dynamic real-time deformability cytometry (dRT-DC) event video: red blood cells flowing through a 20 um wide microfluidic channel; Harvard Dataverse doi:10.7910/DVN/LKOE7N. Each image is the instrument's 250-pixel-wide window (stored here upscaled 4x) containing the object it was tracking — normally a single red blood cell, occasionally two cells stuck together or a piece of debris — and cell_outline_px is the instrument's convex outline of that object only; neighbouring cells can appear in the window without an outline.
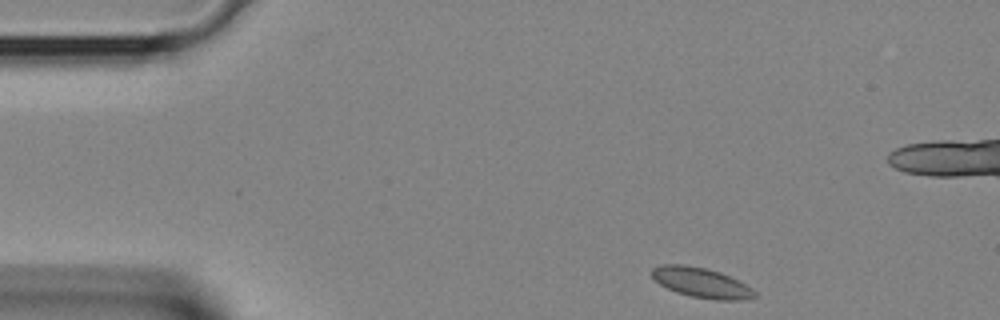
{"species": "Egyptian fruit bat (a non-hibernating species)", "species_latin": "Rousettus aegyptiacus", "temperature_condition": "room temperature", "stored_images_in_passage": 35, "camera_frame_rate_fps": 3000, "um_per_image_px": 0.085, "animal": {"sex": "female"}, "frame": {"image": 1, "passage_image": 1, "time_ms": 0.0, "image_size_px": [1000, 320], "cell_outline_px": [[756, 296], [744, 300], [716, 300], [692, 296], [676, 292], [660, 284], [652, 276], [652, 268], [660, 264], [680, 264], [704, 268], [720, 272], [752, 288], [756, 292]], "centroid_in_image_um": [59.6, 24.03], "position_along_channel_um": 25.4, "area_um2": 17.69}}
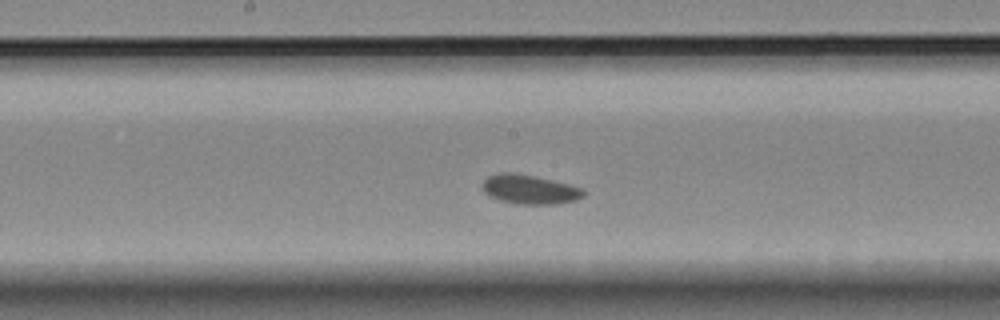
{"frame": {"image": 2, "passage_image": 15, "time_ms": 4.667, "image_size_px": [1000, 320], "cell_outline_px": [[584, 196], [576, 200], [552, 204], [516, 204], [500, 200], [488, 196], [484, 192], [480, 184], [488, 176], [496, 172], [516, 172], [568, 184], [584, 188]], "centroid_in_image_um": [44.96, 16.09], "position_along_channel_um": 203.2, "area_um2": 17.4}}
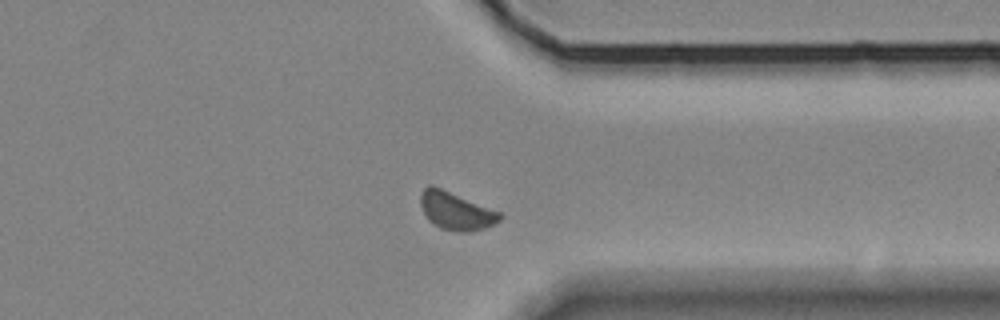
{"frame": {"image": 3, "passage_image": 25, "time_ms": 8.0, "image_size_px": [1000, 320], "cell_outline_px": [[504, 216], [500, 220], [484, 228], [468, 232], [460, 232], [440, 228], [432, 224], [428, 220], [420, 204], [420, 196], [424, 188], [428, 184], [432, 184], [500, 212]], "centroid_in_image_um": [38.73, 17.92], "position_along_channel_um": 372.7, "area_um2": 17.46}}